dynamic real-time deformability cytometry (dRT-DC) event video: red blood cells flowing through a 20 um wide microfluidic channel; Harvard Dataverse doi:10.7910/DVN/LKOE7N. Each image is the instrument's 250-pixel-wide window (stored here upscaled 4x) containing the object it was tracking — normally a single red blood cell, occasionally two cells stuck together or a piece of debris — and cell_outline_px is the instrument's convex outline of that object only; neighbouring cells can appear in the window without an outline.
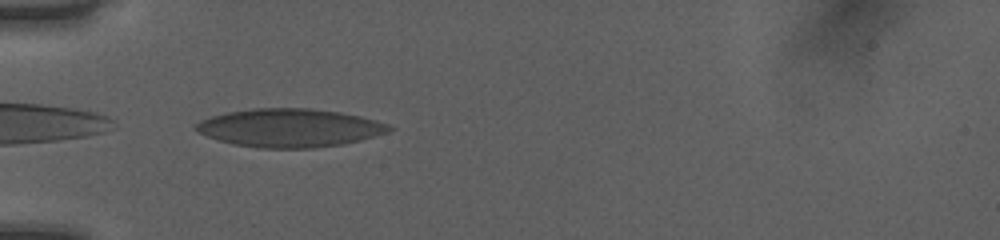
{"species": "human", "species_latin": "Homo sapiens", "temperature_condition": "room temperature", "stored_images_in_passage": 35, "camera_frame_rate_fps": 3000, "um_per_image_px": 0.085, "donor": {"sex": "female"}, "frame": {"image": 1, "passage_image": 1, "time_ms": 0.0, "image_size_px": [1000, 240], "cell_outline_px": [[396, 128], [388, 132], [360, 140], [340, 144], [312, 148], [260, 148], [232, 144], [208, 136], [192, 128], [200, 120], [212, 116], [228, 112], [252, 108], [308, 108], [340, 112], [360, 116], [376, 120], [388, 124]], "centroid_in_image_um": [24.63, 10.86], "position_along_channel_um": 60.4, "area_um2": 43.0}}
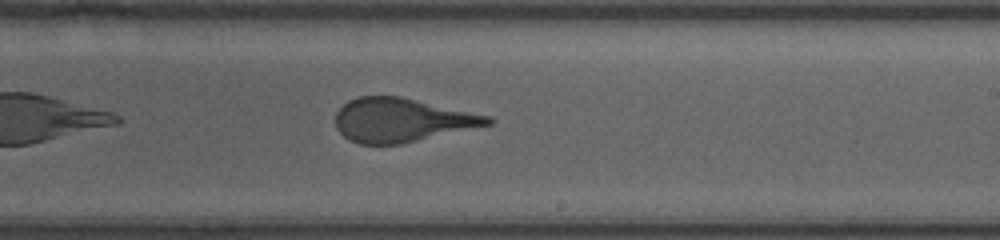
{"frame": {"image": 2, "passage_image": 16, "time_ms": 5.0, "image_size_px": [1000, 240], "cell_outline_px": [[496, 120], [492, 124], [400, 144], [360, 144], [348, 140], [336, 128], [336, 112], [348, 100], [360, 96], [400, 96], [488, 116]], "centroid_in_image_um": [34.11, 10.21], "position_along_channel_um": 254.9, "area_um2": 38.49}}
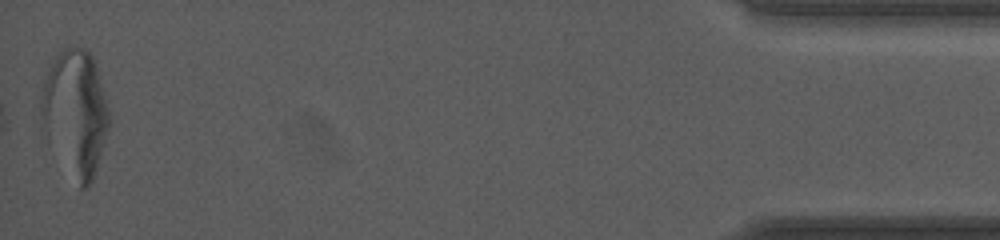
{"frame": {"image": 3, "passage_image": 35, "time_ms": 11.333, "image_size_px": [1000, 240], "cell_outline_px": [[108, 128], [92, 180], [88, 188], [80, 188], [48, 144], [40, 112], [40, 96], [48, 72], [56, 56], [64, 48], [84, 48], [92, 56], [96, 64], [108, 108]], "centroid_in_image_um": [6.38, 9.61], "position_along_channel_um": 428.8, "area_um2": 49.07}, "authors_computed_cell_mechanics": {"area_um2": 40.749, "velocity_mm_per_s": 4.0424, "shape_relaxation_time_tau1_ms": 8.6692, "shape_relaxation_time_tau2_ms": null, "deformation_change_tau1": 0.2482, "deformation_change_tau2": null}}